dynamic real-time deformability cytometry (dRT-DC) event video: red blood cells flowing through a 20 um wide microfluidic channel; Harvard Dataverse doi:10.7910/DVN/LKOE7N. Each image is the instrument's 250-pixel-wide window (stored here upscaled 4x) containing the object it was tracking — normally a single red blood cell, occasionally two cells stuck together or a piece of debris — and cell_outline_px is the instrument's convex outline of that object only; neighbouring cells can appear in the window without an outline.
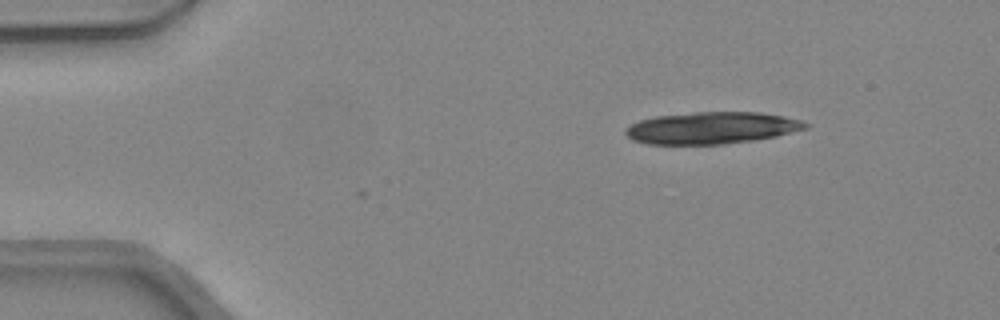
{"species": "common noctule bat (a hibernating species)", "species_latin": "Nyctalus noctula", "temperature_condition": "warm", "stored_images_in_passage": 3, "camera_frame_rate_fps": 3000, "um_per_image_px": 0.085, "animal": {"sex": "female", "body_mass_g": 24.6, "forearm_length_mm": 56.2}, "frame": {"image": 1, "passage_image": 3, "time_ms": 0.667, "image_size_px": [1000, 320], "cell_outline_px": [[808, 128], [776, 136], [756, 140], [724, 144], [648, 144], [632, 140], [624, 132], [632, 124], [640, 120], [656, 116], [696, 112], [760, 112], [784, 116], [804, 120], [808, 124]], "centroid_in_image_um": [60.54, 10.87], "position_along_channel_um": 24.5, "area_um2": 33.47}}